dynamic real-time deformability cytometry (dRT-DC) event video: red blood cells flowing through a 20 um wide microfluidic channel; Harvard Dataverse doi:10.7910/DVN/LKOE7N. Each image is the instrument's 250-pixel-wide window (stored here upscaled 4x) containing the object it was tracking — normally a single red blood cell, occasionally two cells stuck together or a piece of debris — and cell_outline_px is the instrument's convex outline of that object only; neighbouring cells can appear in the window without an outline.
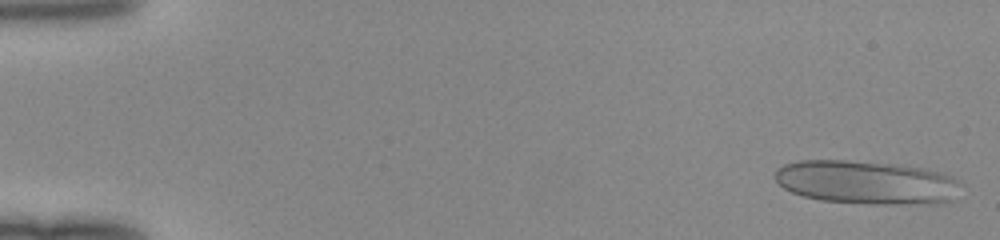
{"species": "human", "species_latin": "Homo sapiens", "temperature_condition": "room temperature", "stored_images_in_passage": 49, "camera_frame_rate_fps": 3000, "um_per_image_px": 0.085, "donor": {"sex": "female"}, "frame": {"image": 1, "passage_image": 2, "time_ms": 0.333, "image_size_px": [1000, 240], "cell_outline_px": [[960, 184], [956, 200], [944, 204], [872, 204], [820, 200], [804, 196], [792, 192], [784, 188], [776, 180], [776, 168], [784, 164], [796, 160], [844, 160], [896, 164], [928, 168], [944, 172], [952, 176]], "centroid_in_image_um": [73.73, 15.5], "position_along_channel_um": 11.3, "area_um2": 47.92}}
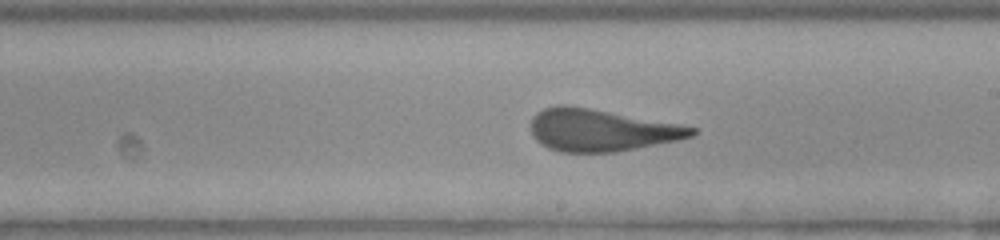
{"frame": {"image": 2, "passage_image": 29, "time_ms": 9.333, "image_size_px": [1000, 240], "cell_outline_px": [[696, 132], [692, 136], [676, 140], [616, 152], [560, 152], [548, 148], [536, 140], [532, 132], [532, 116], [536, 112], [544, 108], [556, 104], [564, 104], [588, 108], [680, 124], [696, 128]], "centroid_in_image_um": [51.05, 11.06], "position_along_channel_um": 237.9, "area_um2": 39.13}}
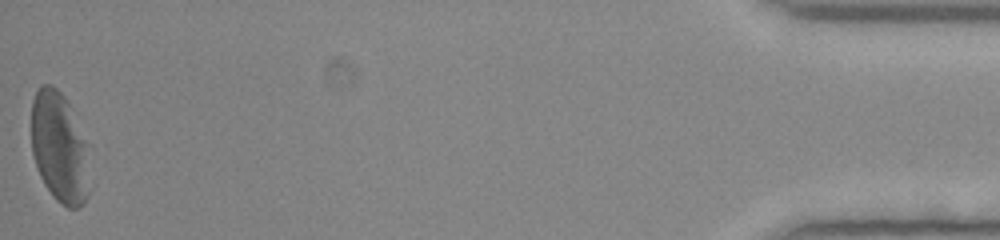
{"frame": {"image": 3, "passage_image": 49, "time_ms": 16.0, "image_size_px": [1000, 240], "cell_outline_px": [[92, 188], [84, 204], [80, 208], [68, 208], [60, 204], [52, 196], [44, 184], [40, 176], [32, 152], [32, 100], [40, 84], [52, 84], [64, 96], [92, 144]], "centroid_in_image_um": [5.18, 12.6], "position_along_channel_um": 430.0, "area_um2": 39.77}}